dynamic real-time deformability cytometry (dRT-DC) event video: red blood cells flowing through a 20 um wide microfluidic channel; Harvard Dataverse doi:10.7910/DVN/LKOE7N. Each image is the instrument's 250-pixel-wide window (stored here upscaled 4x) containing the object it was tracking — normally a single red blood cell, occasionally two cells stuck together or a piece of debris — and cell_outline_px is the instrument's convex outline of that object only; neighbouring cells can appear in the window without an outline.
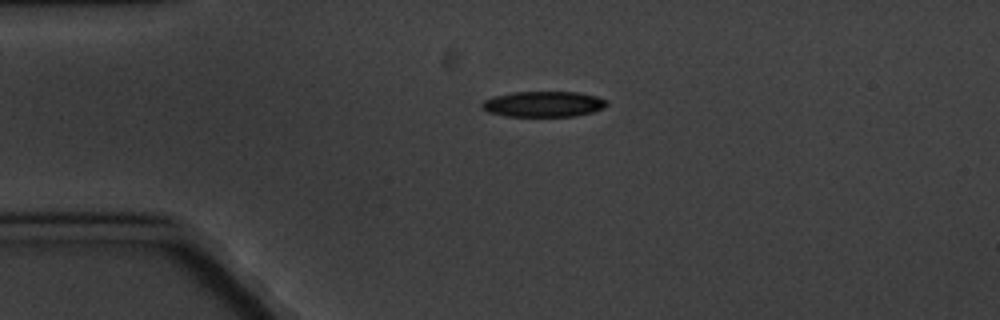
{"species": "common noctule bat (a hibernating species)", "species_latin": "Nyctalus noctula", "temperature_condition": "cold", "stored_images_in_passage": 2, "camera_frame_rate_fps": 3000, "um_per_image_px": 0.085, "animal": {"sex": "male", "body_mass_g": 20.1, "forearm_length_mm": 53.5}, "frame": {"image": 1, "passage_image": 1, "time_ms": 0.0, "image_size_px": [1000, 320], "cell_outline_px": [[608, 104], [604, 108], [592, 112], [576, 116], [504, 116], [488, 112], [480, 108], [480, 104], [484, 100], [492, 96], [512, 92], [576, 92], [596, 96], [608, 100]], "centroid_in_image_um": [46.17, 8.85], "position_along_channel_um": 38.8, "area_um2": 18.84}}